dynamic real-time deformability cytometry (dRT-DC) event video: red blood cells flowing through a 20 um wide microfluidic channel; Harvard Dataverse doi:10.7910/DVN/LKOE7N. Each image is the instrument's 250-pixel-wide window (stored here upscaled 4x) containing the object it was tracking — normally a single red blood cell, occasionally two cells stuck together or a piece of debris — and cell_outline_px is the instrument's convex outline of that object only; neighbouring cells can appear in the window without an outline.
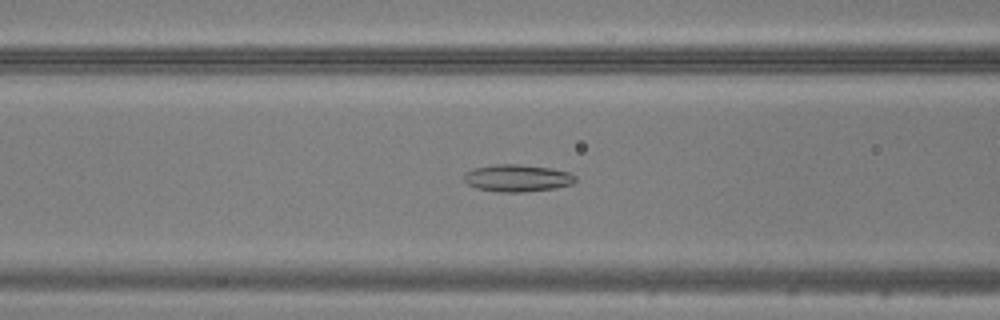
{"species": "common noctule bat (a hibernating species)", "species_latin": "Nyctalus noctula", "temperature_condition": "warm", "stored_images_in_passage": 39, "camera_frame_rate_fps": 3000, "um_per_image_px": 0.085, "animal": {"sex": "male", "body_mass_g": 20.5, "forearm_length_mm": 52.5}, "frame": {"image": 1, "passage_image": 14, "time_ms": 4.333, "image_size_px": [1000, 320], "cell_outline_px": [[576, 180], [572, 184], [556, 188], [524, 192], [496, 192], [476, 188], [468, 184], [464, 180], [464, 172], [472, 168], [496, 164], [520, 164], [552, 168], [568, 172], [576, 176]], "centroid_in_image_um": [43.95, 15.13], "position_along_channel_um": 122.6, "area_um2": 17.86}}
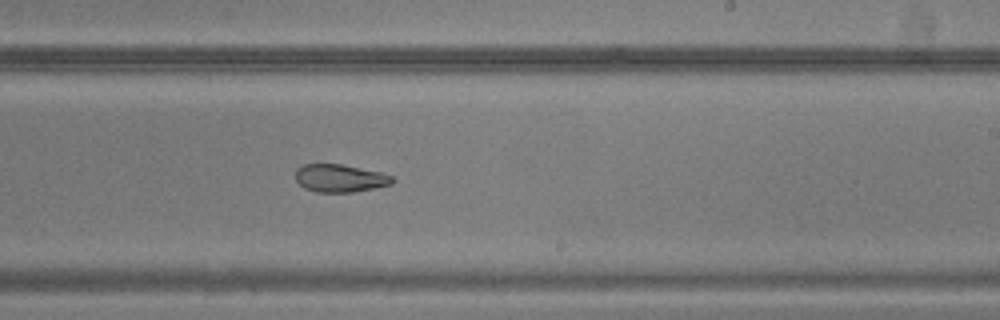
{"frame": {"image": 2, "passage_image": 24, "time_ms": 7.667, "image_size_px": [1000, 320], "cell_outline_px": [[396, 180], [392, 184], [376, 188], [352, 192], [316, 192], [304, 188], [296, 180], [296, 168], [304, 164], [340, 164], [380, 172], [392, 176]], "centroid_in_image_um": [28.91, 15.15], "position_along_channel_um": 260.1, "area_um2": 15.72}}
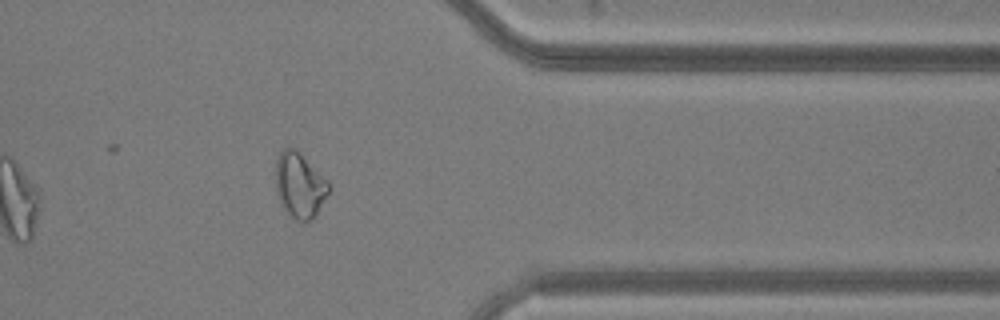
{"frame": {"image": 3, "passage_image": 34, "time_ms": 11.0, "image_size_px": [1000, 320], "cell_outline_px": [[328, 192], [316, 216], [304, 224], [296, 220], [284, 208], [280, 200], [276, 188], [276, 160], [280, 152], [284, 148], [296, 148], [328, 180]], "centroid_in_image_um": [25.48, 15.74], "position_along_channel_um": 385.9, "area_um2": 20.06}}